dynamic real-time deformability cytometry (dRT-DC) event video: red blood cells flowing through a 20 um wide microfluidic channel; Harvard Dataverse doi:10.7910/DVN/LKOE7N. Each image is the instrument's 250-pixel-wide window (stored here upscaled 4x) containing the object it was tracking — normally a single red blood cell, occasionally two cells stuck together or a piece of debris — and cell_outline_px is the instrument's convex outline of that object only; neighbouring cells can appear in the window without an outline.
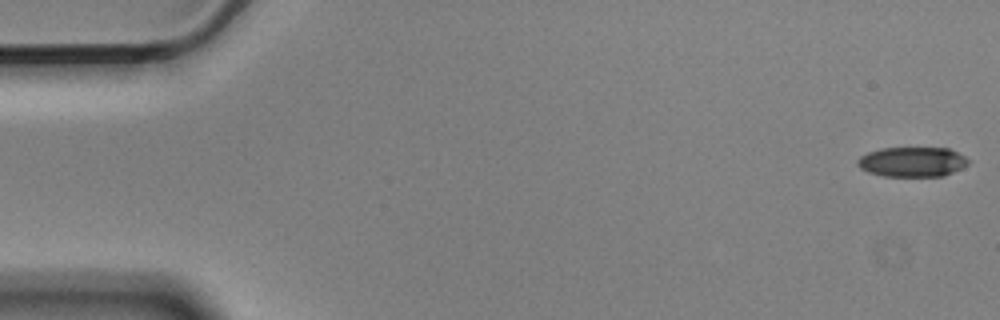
{"species": "Egyptian fruit bat (a non-hibernating species)", "species_latin": "Rousettus aegyptiacus", "temperature_condition": "cold", "stored_images_in_passage": 53, "camera_frame_rate_fps": 3000, "um_per_image_px": 0.085, "animal": {"sex": "male"}, "frame": {"image": 1, "passage_image": 1, "time_ms": 0.0, "image_size_px": [1000, 320], "cell_outline_px": [[968, 164], [944, 176], [884, 176], [868, 172], [860, 168], [856, 164], [856, 160], [860, 156], [868, 152], [880, 148], [948, 148], [964, 156], [968, 160]], "centroid_in_image_um": [77.49, 13.76], "position_along_channel_um": 7.5, "area_um2": 19.19}}
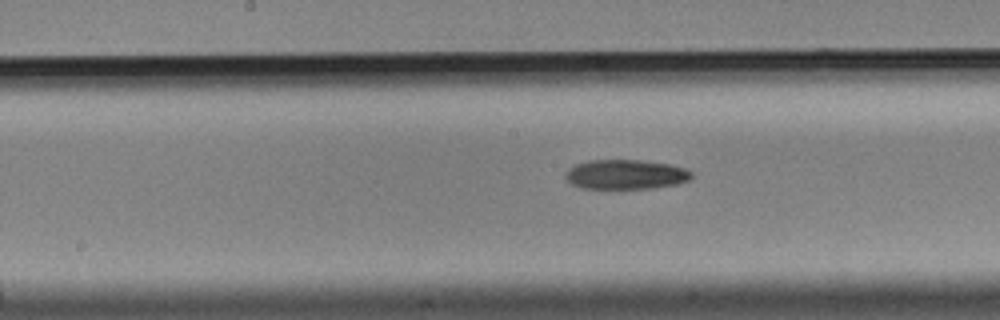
{"frame": {"image": 2, "passage_image": 28, "time_ms": 9.0, "image_size_px": [1000, 320], "cell_outline_px": [[692, 176], [688, 180], [676, 184], [652, 188], [580, 188], [572, 184], [564, 176], [568, 168], [576, 164], [588, 160], [640, 160], [668, 164], [688, 168], [692, 172]], "centroid_in_image_um": [53.18, 14.82], "position_along_channel_um": 195.0, "area_um2": 21.73}}
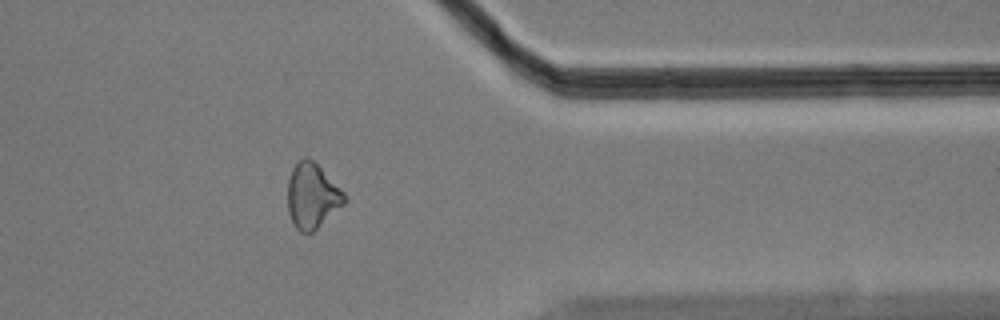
{"frame": {"image": 3, "passage_image": 45, "time_ms": 14.667, "image_size_px": [1000, 320], "cell_outline_px": [[344, 204], [312, 232], [300, 232], [292, 224], [288, 212], [288, 180], [292, 168], [296, 160], [304, 156], [312, 160], [344, 192]], "centroid_in_image_um": [26.48, 16.64], "position_along_channel_um": 384.9, "area_um2": 21.27}, "authors_computed_cell_mechanics": {"area_um2": 21.7328, "velocity_mm_per_s": 3.5864, "shape_relaxation_time_tau1_ms": 5.9848, "shape_relaxation_time_tau2_ms": null, "deformation_change_tau1": 0.1639, "deformation_change_tau2": null}}